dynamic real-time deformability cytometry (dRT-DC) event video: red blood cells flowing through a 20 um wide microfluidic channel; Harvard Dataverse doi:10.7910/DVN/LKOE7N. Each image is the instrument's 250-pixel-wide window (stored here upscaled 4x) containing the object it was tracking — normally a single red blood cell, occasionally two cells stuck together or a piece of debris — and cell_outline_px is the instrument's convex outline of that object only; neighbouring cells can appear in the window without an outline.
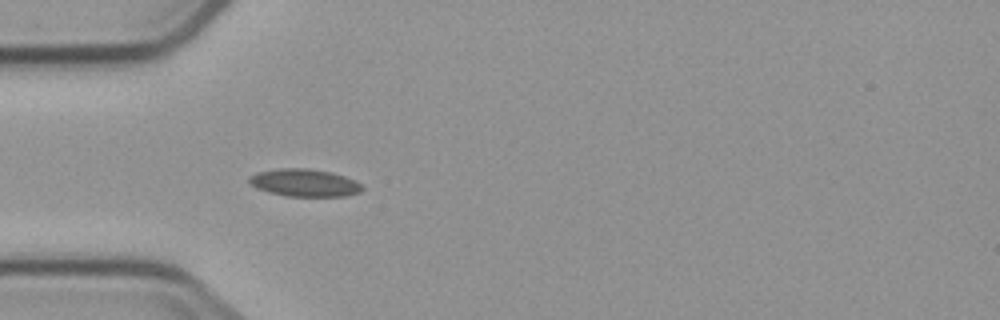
{"species": "common noctule bat (a hibernating species)", "species_latin": "Nyctalus noctula", "temperature_condition": "cold", "stored_images_in_passage": 4, "camera_frame_rate_fps": 3000, "um_per_image_px": 0.085, "animal": {"sex": "male", "body_mass_g": 23.1, "forearm_length_mm": 52.7}, "frame": {"image": 1, "passage_image": 4, "time_ms": 3.667, "image_size_px": [1000, 320], "cell_outline_px": [[364, 188], [360, 192], [344, 196], [288, 196], [268, 192], [256, 188], [248, 180], [248, 176], [256, 172], [276, 168], [308, 168], [332, 172], [344, 176], [360, 184]], "centroid_in_image_um": [25.84, 15.52], "position_along_channel_um": 59.2, "area_um2": 18.15}}